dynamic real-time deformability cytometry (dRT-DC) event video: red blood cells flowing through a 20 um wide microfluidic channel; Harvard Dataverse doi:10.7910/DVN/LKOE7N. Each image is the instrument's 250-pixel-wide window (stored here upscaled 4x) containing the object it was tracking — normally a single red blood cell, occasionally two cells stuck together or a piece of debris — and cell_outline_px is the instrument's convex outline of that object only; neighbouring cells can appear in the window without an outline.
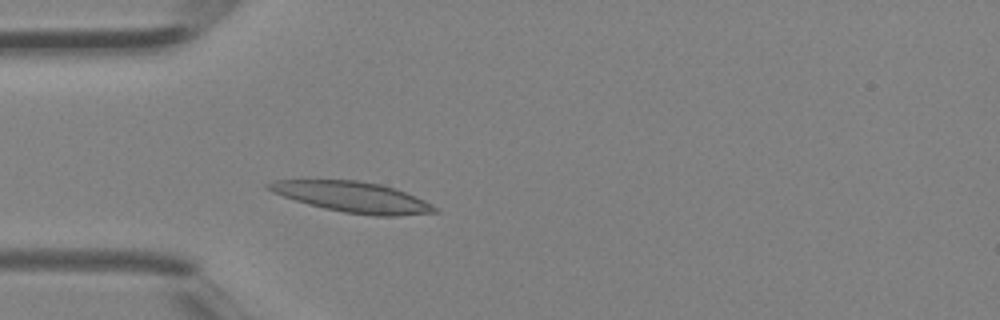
{"species": "Egyptian fruit bat (a non-hibernating species)", "species_latin": "Rousettus aegyptiacus", "temperature_condition": "room temperature", "stored_images_in_passage": 3, "camera_frame_rate_fps": 3000, "um_per_image_px": 0.085, "animal": {"sex": "female"}, "frame": {"image": 1, "passage_image": 3, "time_ms": 0.667, "image_size_px": [1000, 320], "cell_outline_px": [[440, 212], [396, 216], [376, 216], [344, 212], [324, 208], [308, 204], [272, 192], [264, 188], [264, 184], [272, 180], [356, 180], [380, 184], [404, 192], [424, 200], [432, 204]], "centroid_in_image_um": [29.93, 16.74], "position_along_channel_um": 55.1, "area_um2": 29.42}}